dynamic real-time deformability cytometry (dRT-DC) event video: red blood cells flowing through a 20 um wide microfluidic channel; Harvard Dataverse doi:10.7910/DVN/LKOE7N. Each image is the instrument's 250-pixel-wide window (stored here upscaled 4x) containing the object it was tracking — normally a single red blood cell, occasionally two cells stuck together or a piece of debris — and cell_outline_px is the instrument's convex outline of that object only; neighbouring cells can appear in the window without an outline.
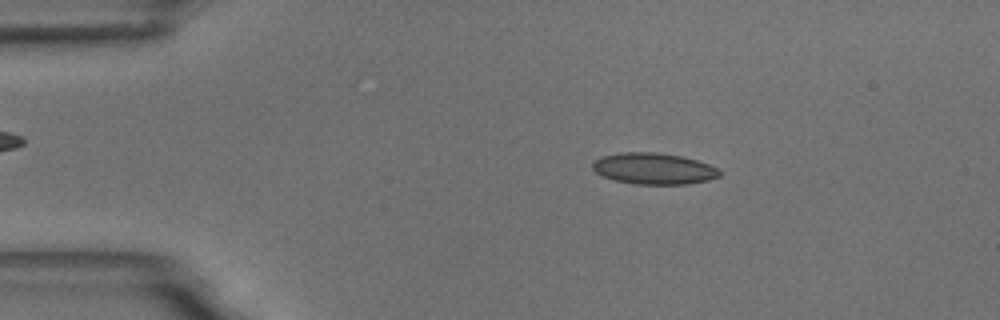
{"species": "common noctule bat (a hibernating species)", "species_latin": "Nyctalus noctula", "temperature_condition": "room temperature", "stored_images_in_passage": 48, "camera_frame_rate_fps": 3000, "um_per_image_px": 0.085, "animal": {"sex": "male", "body_mass_g": 18.8}, "frame": {"image": 1, "passage_image": 2, "time_ms": 0.333, "image_size_px": [1000, 320], "cell_outline_px": [[720, 176], [708, 180], [688, 184], [636, 184], [616, 180], [604, 176], [596, 172], [592, 168], [592, 164], [596, 160], [604, 156], [620, 152], [656, 152], [680, 156], [696, 160], [708, 164], [716, 168], [720, 172]], "centroid_in_image_um": [55.57, 14.33], "position_along_channel_um": 29.4, "area_um2": 22.89}}
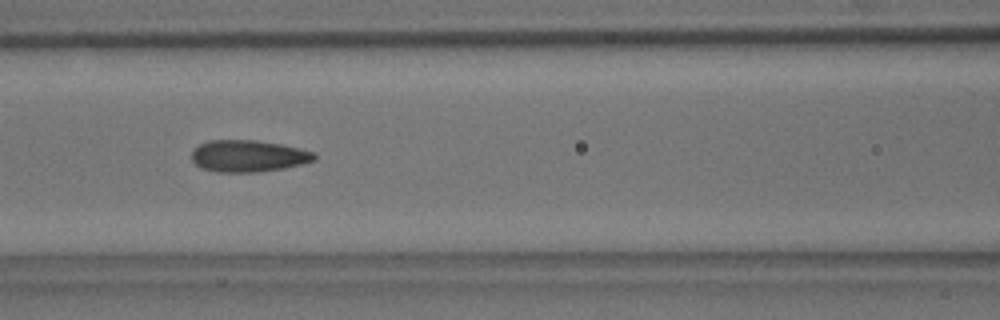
{"frame": {"image": 2, "passage_image": 16, "time_ms": 5.0, "image_size_px": [1000, 320], "cell_outline_px": [[316, 160], [284, 168], [256, 172], [216, 172], [200, 168], [192, 160], [192, 148], [208, 140], [256, 140], [280, 144], [316, 152]], "centroid_in_image_um": [21.08, 13.26], "position_along_channel_um": 145.5, "area_um2": 22.83}}
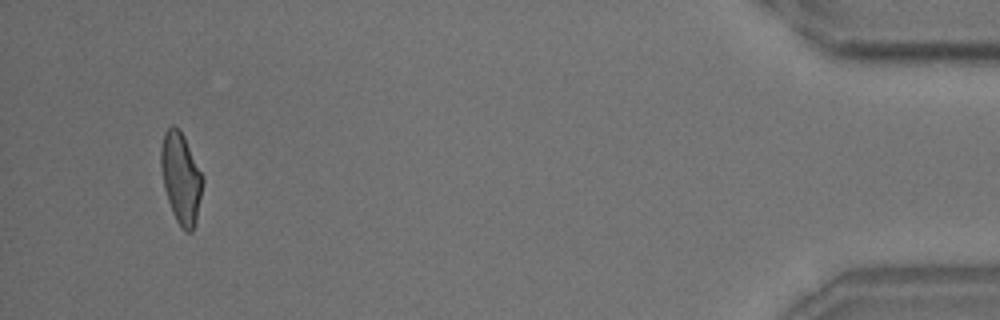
{"frame": {"image": 3, "passage_image": 45, "time_ms": 14.667, "image_size_px": [1000, 320], "cell_outline_px": [[204, 180], [196, 224], [192, 232], [184, 232], [180, 228], [172, 212], [164, 188], [160, 164], [160, 148], [164, 132], [172, 124], [180, 128], [204, 176]], "centroid_in_image_um": [15.39, 15.14], "position_along_channel_um": 419.8, "area_um2": 22.6}, "authors_computed_cell_mechanics": {"area_um2": 22.5131, "velocity_mm_per_s": 3.6171, "shape_relaxation_time_tau1_ms": 6.097, "shape_relaxation_time_tau2_ms": 1.2991, "deformation_change_tau1": 0.1677, "deformation_change_tau2": 0.0786}}